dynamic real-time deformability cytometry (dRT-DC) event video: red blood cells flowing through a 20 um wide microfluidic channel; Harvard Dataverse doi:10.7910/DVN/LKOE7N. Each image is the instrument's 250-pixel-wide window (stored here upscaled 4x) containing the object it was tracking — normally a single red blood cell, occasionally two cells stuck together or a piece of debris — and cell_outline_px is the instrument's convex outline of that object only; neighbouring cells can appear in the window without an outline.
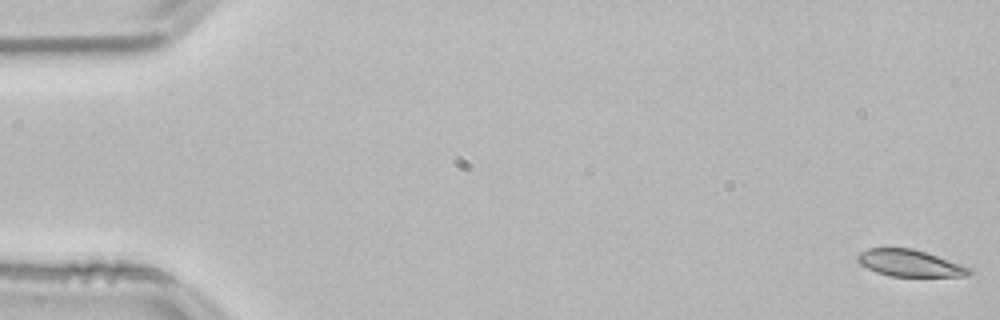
{"species": "common noctule bat (a hibernating species)", "species_latin": "Nyctalus noctula", "temperature_condition": "room temperature", "stored_images_in_passage": 54, "camera_frame_rate_fps": 3000, "um_per_image_px": 0.085, "animal": {"sex": "male", "body_mass_g": 21.5, "forearm_length_mm": 52.0}, "frame": {"image": 1, "passage_image": 1, "time_ms": 0.0, "image_size_px": [1000, 320], "cell_outline_px": [[972, 272], [968, 276], [888, 276], [876, 272], [860, 264], [856, 260], [856, 256], [860, 252], [868, 248], [912, 248], [972, 268]], "centroid_in_image_um": [77.3, 22.37], "position_along_channel_um": 7.7, "area_um2": 17.28}}
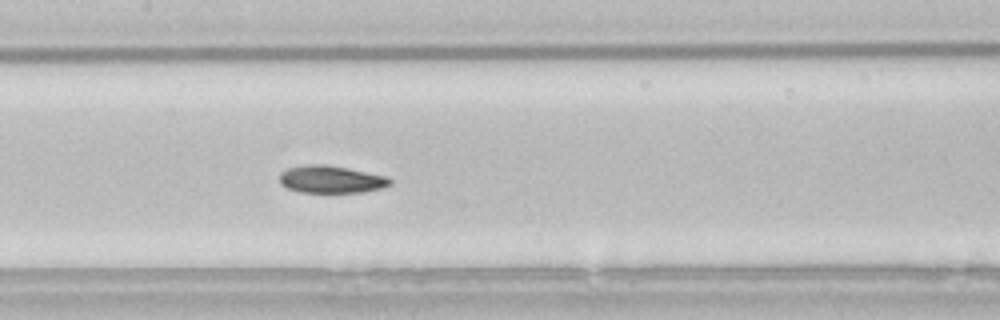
{"frame": {"image": 2, "passage_image": 26, "time_ms": 8.333, "image_size_px": [1000, 320], "cell_outline_px": [[392, 184], [384, 188], [364, 192], [300, 192], [288, 188], [280, 184], [280, 172], [288, 168], [308, 164], [328, 164], [388, 176], [392, 180]], "centroid_in_image_um": [28.18, 15.24], "position_along_channel_um": 179.2, "area_um2": 17.86}}
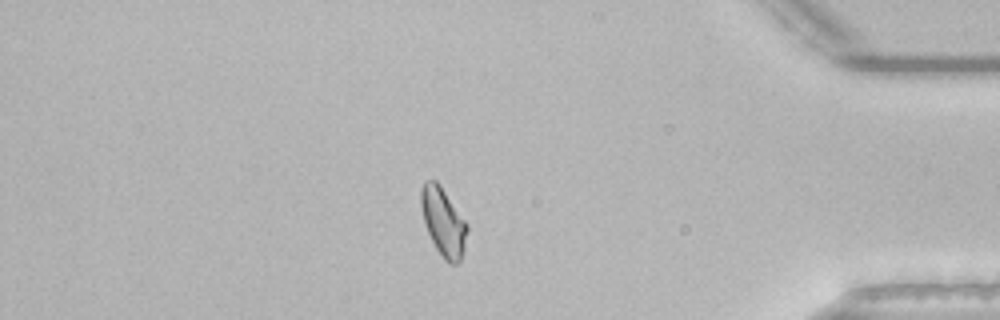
{"frame": {"image": 3, "passage_image": 46, "time_ms": 15.0, "image_size_px": [1000, 320], "cell_outline_px": [[468, 228], [464, 248], [460, 260], [456, 264], [448, 264], [444, 260], [436, 248], [428, 232], [424, 220], [420, 204], [420, 188], [424, 180], [436, 180], [440, 184], [468, 224]], "centroid_in_image_um": [37.67, 18.83], "position_along_channel_um": 397.5, "area_um2": 18.38}, "authors_computed_cell_mechanics": {"area_um2": 18.1781, "velocity_mm_per_s": 3.8071, "shape_relaxation_time_tau1_ms": 4.5974, "shape_relaxation_time_tau2_ms": 2.8358, "deformation_change_tau1": 0.1374, "deformation_change_tau2": 0.0821}}